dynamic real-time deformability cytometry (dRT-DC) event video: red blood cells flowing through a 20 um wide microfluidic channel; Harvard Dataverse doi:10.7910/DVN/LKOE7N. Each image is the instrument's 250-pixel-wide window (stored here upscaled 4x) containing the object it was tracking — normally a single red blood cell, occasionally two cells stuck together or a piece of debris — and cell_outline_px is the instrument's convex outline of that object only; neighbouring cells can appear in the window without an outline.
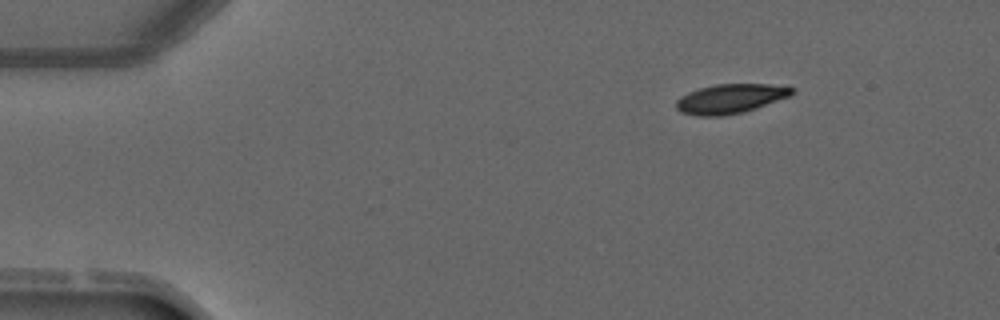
{"species": "common noctule bat (a hibernating species)", "species_latin": "Nyctalus noctula", "temperature_condition": "warm", "stored_images_in_passage": 2, "segment_of_instrument_passage": [2, 2], "camera_frame_rate_fps": 3000, "um_per_image_px": 0.085, "animal": {"sex": "male", "forearm_length_mm": 52.5}, "frame": {"image": 1, "passage_image": 2, "time_ms": 2.333, "image_size_px": [1000, 320], "cell_outline_px": [[796, 92], [788, 96], [756, 108], [744, 112], [720, 116], [696, 116], [680, 112], [676, 108], [676, 100], [688, 92], [700, 88], [716, 84], [768, 84], [796, 88]], "centroid_in_image_um": [62.06, 8.39], "position_along_channel_um": 22.9, "area_um2": 19.77}}